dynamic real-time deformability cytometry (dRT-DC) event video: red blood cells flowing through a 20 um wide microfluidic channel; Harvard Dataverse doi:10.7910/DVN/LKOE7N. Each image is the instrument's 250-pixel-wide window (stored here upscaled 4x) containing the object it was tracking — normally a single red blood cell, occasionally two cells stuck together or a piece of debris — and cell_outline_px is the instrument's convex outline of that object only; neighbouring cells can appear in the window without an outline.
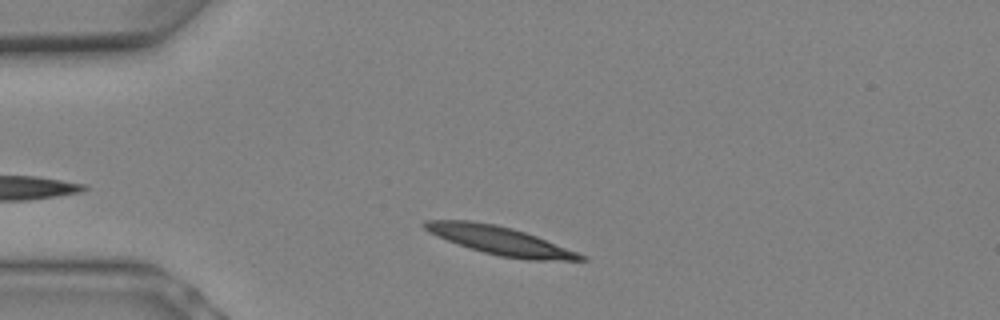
{"species": "Egyptian fruit bat (a non-hibernating species)", "species_latin": "Rousettus aegyptiacus", "temperature_condition": "warm", "stored_images_in_passage": 6, "camera_frame_rate_fps": 3000, "um_per_image_px": 0.085, "animal": {"sex": "female"}, "frame": {"image": 1, "passage_image": 2, "time_ms": 0.333, "image_size_px": [1000, 320], "cell_outline_px": [[588, 260], [528, 260], [500, 256], [484, 252], [448, 240], [428, 232], [420, 224], [424, 220], [472, 220], [496, 224], [512, 228], [536, 236], [588, 256]], "centroid_in_image_um": [42.51, 20.43], "position_along_channel_um": 42.5, "area_um2": 25.55}}
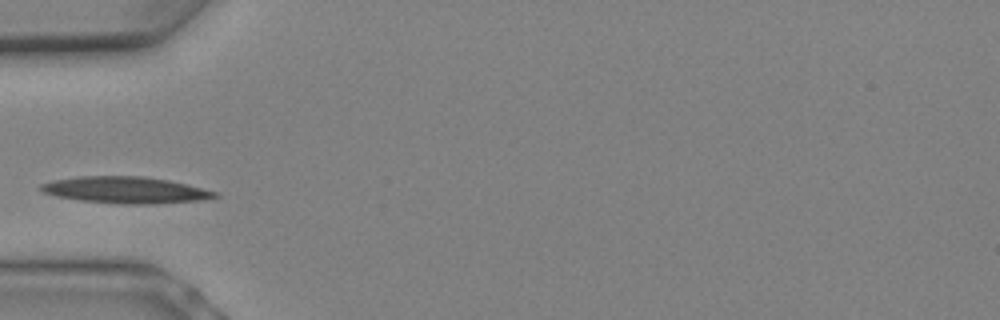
{"frame": {"image": 2, "passage_image": 4, "time_ms": 1.0, "image_size_px": [1000, 320], "cell_outline_px": [[220, 196], [204, 200], [156, 204], [120, 204], [80, 200], [56, 196], [44, 192], [40, 188], [40, 184], [56, 180], [80, 176], [144, 176], [168, 180], [188, 184], [220, 192]], "centroid_in_image_um": [10.77, 16.16], "position_along_channel_um": 74.2, "area_um2": 27.11}}